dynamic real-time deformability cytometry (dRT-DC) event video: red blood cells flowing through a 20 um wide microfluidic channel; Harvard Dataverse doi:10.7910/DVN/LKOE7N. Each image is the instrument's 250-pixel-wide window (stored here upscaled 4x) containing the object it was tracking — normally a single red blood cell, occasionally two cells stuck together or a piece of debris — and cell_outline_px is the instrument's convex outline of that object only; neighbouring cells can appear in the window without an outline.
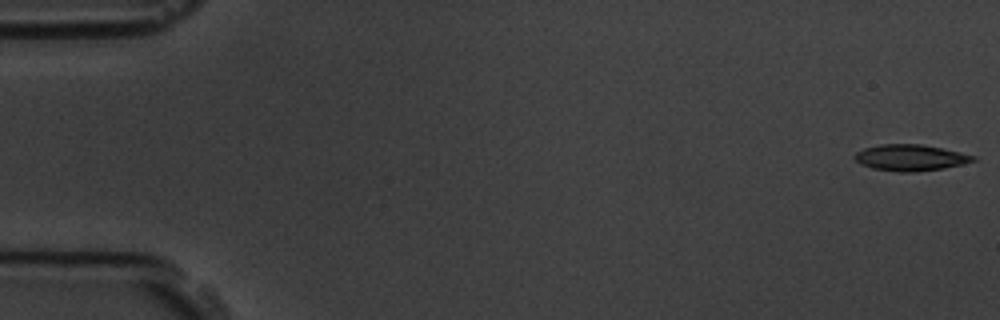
{"species": "common noctule bat (a hibernating species)", "species_latin": "Nyctalus noctula", "temperature_condition": "room temperature", "stored_images_in_passage": 6, "camera_frame_rate_fps": 3000, "um_per_image_px": 0.085, "animal": {"sex": "male", "body_mass_g": 19.5, "forearm_length_mm": 54.6}, "frame": {"image": 1, "passage_image": 1, "time_ms": 0.0, "image_size_px": [1000, 320], "cell_outline_px": [[976, 160], [964, 164], [944, 168], [912, 172], [900, 172], [872, 168], [860, 164], [852, 156], [856, 152], [864, 148], [880, 144], [920, 144], [960, 152], [976, 156]], "centroid_in_image_um": [77.37, 13.4], "position_along_channel_um": 7.6, "area_um2": 18.09}}